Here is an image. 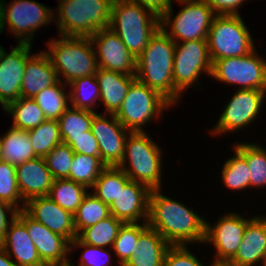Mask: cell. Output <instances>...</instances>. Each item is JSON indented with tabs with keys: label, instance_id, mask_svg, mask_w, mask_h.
Returning <instances> with one entry per match:
<instances>
[{
	"label": "cell",
	"instance_id": "cell-1",
	"mask_svg": "<svg viewBox=\"0 0 266 266\" xmlns=\"http://www.w3.org/2000/svg\"><path fill=\"white\" fill-rule=\"evenodd\" d=\"M151 190L148 226L156 230L171 246L204 243L206 221L184 204Z\"/></svg>",
	"mask_w": 266,
	"mask_h": 266
},
{
	"label": "cell",
	"instance_id": "cell-2",
	"mask_svg": "<svg viewBox=\"0 0 266 266\" xmlns=\"http://www.w3.org/2000/svg\"><path fill=\"white\" fill-rule=\"evenodd\" d=\"M176 43L159 27L136 59V79L174 105V52Z\"/></svg>",
	"mask_w": 266,
	"mask_h": 266
},
{
	"label": "cell",
	"instance_id": "cell-3",
	"mask_svg": "<svg viewBox=\"0 0 266 266\" xmlns=\"http://www.w3.org/2000/svg\"><path fill=\"white\" fill-rule=\"evenodd\" d=\"M159 27L160 17L148 8L131 0H113L109 28L136 59Z\"/></svg>",
	"mask_w": 266,
	"mask_h": 266
},
{
	"label": "cell",
	"instance_id": "cell-4",
	"mask_svg": "<svg viewBox=\"0 0 266 266\" xmlns=\"http://www.w3.org/2000/svg\"><path fill=\"white\" fill-rule=\"evenodd\" d=\"M93 46L90 37L61 35V39L50 41L49 50L46 53L49 55L60 81L63 76L65 84L68 85L77 78L97 73L99 67Z\"/></svg>",
	"mask_w": 266,
	"mask_h": 266
},
{
	"label": "cell",
	"instance_id": "cell-5",
	"mask_svg": "<svg viewBox=\"0 0 266 266\" xmlns=\"http://www.w3.org/2000/svg\"><path fill=\"white\" fill-rule=\"evenodd\" d=\"M113 0H60L57 25L62 36L91 37L109 28Z\"/></svg>",
	"mask_w": 266,
	"mask_h": 266
},
{
	"label": "cell",
	"instance_id": "cell-6",
	"mask_svg": "<svg viewBox=\"0 0 266 266\" xmlns=\"http://www.w3.org/2000/svg\"><path fill=\"white\" fill-rule=\"evenodd\" d=\"M129 136V137H128ZM162 152L144 132H129L125 142V155L118 166L132 181L150 190L161 189ZM130 167H126V161Z\"/></svg>",
	"mask_w": 266,
	"mask_h": 266
},
{
	"label": "cell",
	"instance_id": "cell-7",
	"mask_svg": "<svg viewBox=\"0 0 266 266\" xmlns=\"http://www.w3.org/2000/svg\"><path fill=\"white\" fill-rule=\"evenodd\" d=\"M207 45L212 63L245 56L255 49L252 36L239 14H216L207 35Z\"/></svg>",
	"mask_w": 266,
	"mask_h": 266
},
{
	"label": "cell",
	"instance_id": "cell-8",
	"mask_svg": "<svg viewBox=\"0 0 266 266\" xmlns=\"http://www.w3.org/2000/svg\"><path fill=\"white\" fill-rule=\"evenodd\" d=\"M185 4L177 16H172V5L160 16V27L175 42L207 40L216 13L204 0H177ZM173 18V19H171ZM171 29L168 33L166 27ZM179 40V41H178Z\"/></svg>",
	"mask_w": 266,
	"mask_h": 266
},
{
	"label": "cell",
	"instance_id": "cell-9",
	"mask_svg": "<svg viewBox=\"0 0 266 266\" xmlns=\"http://www.w3.org/2000/svg\"><path fill=\"white\" fill-rule=\"evenodd\" d=\"M170 106L173 105L159 92L136 79L130 85L115 117L130 132H141L144 131L141 128L144 124L155 116L160 117L164 108L168 109Z\"/></svg>",
	"mask_w": 266,
	"mask_h": 266
},
{
	"label": "cell",
	"instance_id": "cell-10",
	"mask_svg": "<svg viewBox=\"0 0 266 266\" xmlns=\"http://www.w3.org/2000/svg\"><path fill=\"white\" fill-rule=\"evenodd\" d=\"M5 2L0 1V33L7 24L10 33L18 38V43L31 44L34 31L53 20L54 10L37 1L13 0L8 7Z\"/></svg>",
	"mask_w": 266,
	"mask_h": 266
},
{
	"label": "cell",
	"instance_id": "cell-11",
	"mask_svg": "<svg viewBox=\"0 0 266 266\" xmlns=\"http://www.w3.org/2000/svg\"><path fill=\"white\" fill-rule=\"evenodd\" d=\"M176 43L174 52V103L178 102L182 93L190 88L201 72L211 76L212 61L207 40H189Z\"/></svg>",
	"mask_w": 266,
	"mask_h": 266
},
{
	"label": "cell",
	"instance_id": "cell-12",
	"mask_svg": "<svg viewBox=\"0 0 266 266\" xmlns=\"http://www.w3.org/2000/svg\"><path fill=\"white\" fill-rule=\"evenodd\" d=\"M254 49L241 57H229L212 63L211 76L226 84L241 85L240 89L266 91L265 60Z\"/></svg>",
	"mask_w": 266,
	"mask_h": 266
},
{
	"label": "cell",
	"instance_id": "cell-13",
	"mask_svg": "<svg viewBox=\"0 0 266 266\" xmlns=\"http://www.w3.org/2000/svg\"><path fill=\"white\" fill-rule=\"evenodd\" d=\"M266 91L239 89L223 110L212 134H224L249 125L258 116Z\"/></svg>",
	"mask_w": 266,
	"mask_h": 266
},
{
	"label": "cell",
	"instance_id": "cell-14",
	"mask_svg": "<svg viewBox=\"0 0 266 266\" xmlns=\"http://www.w3.org/2000/svg\"><path fill=\"white\" fill-rule=\"evenodd\" d=\"M90 39L97 47L95 53L99 68L135 76L136 58L110 28L98 30Z\"/></svg>",
	"mask_w": 266,
	"mask_h": 266
},
{
	"label": "cell",
	"instance_id": "cell-15",
	"mask_svg": "<svg viewBox=\"0 0 266 266\" xmlns=\"http://www.w3.org/2000/svg\"><path fill=\"white\" fill-rule=\"evenodd\" d=\"M110 118L112 119L108 121L106 113H96L91 123V131L98 142L101 161L108 167H115L123 161L125 142L130 131L114 114H111Z\"/></svg>",
	"mask_w": 266,
	"mask_h": 266
},
{
	"label": "cell",
	"instance_id": "cell-16",
	"mask_svg": "<svg viewBox=\"0 0 266 266\" xmlns=\"http://www.w3.org/2000/svg\"><path fill=\"white\" fill-rule=\"evenodd\" d=\"M16 217L26 226L38 255L46 266L69 264L67 255L70 253V242L65 237L35 221L24 210L18 211Z\"/></svg>",
	"mask_w": 266,
	"mask_h": 266
},
{
	"label": "cell",
	"instance_id": "cell-17",
	"mask_svg": "<svg viewBox=\"0 0 266 266\" xmlns=\"http://www.w3.org/2000/svg\"><path fill=\"white\" fill-rule=\"evenodd\" d=\"M31 45L18 43L10 53L4 48L0 55V104L5 109L10 103L21 97V84L26 61L31 56Z\"/></svg>",
	"mask_w": 266,
	"mask_h": 266
},
{
	"label": "cell",
	"instance_id": "cell-18",
	"mask_svg": "<svg viewBox=\"0 0 266 266\" xmlns=\"http://www.w3.org/2000/svg\"><path fill=\"white\" fill-rule=\"evenodd\" d=\"M253 218L247 220L241 215L228 212L219 218L214 226L206 221L204 243L214 244L216 259L231 260L235 256L242 242L245 228Z\"/></svg>",
	"mask_w": 266,
	"mask_h": 266
},
{
	"label": "cell",
	"instance_id": "cell-19",
	"mask_svg": "<svg viewBox=\"0 0 266 266\" xmlns=\"http://www.w3.org/2000/svg\"><path fill=\"white\" fill-rule=\"evenodd\" d=\"M24 211L35 221L65 237L69 242L77 238L74 215L60 207L48 196L29 199L24 206Z\"/></svg>",
	"mask_w": 266,
	"mask_h": 266
},
{
	"label": "cell",
	"instance_id": "cell-20",
	"mask_svg": "<svg viewBox=\"0 0 266 266\" xmlns=\"http://www.w3.org/2000/svg\"><path fill=\"white\" fill-rule=\"evenodd\" d=\"M150 192L145 185L130 180L109 205L110 214L124 223H138L140 218L147 222Z\"/></svg>",
	"mask_w": 266,
	"mask_h": 266
},
{
	"label": "cell",
	"instance_id": "cell-21",
	"mask_svg": "<svg viewBox=\"0 0 266 266\" xmlns=\"http://www.w3.org/2000/svg\"><path fill=\"white\" fill-rule=\"evenodd\" d=\"M19 192L25 202L34 197L48 196L54 178L45 158L36 157L16 166Z\"/></svg>",
	"mask_w": 266,
	"mask_h": 266
},
{
	"label": "cell",
	"instance_id": "cell-22",
	"mask_svg": "<svg viewBox=\"0 0 266 266\" xmlns=\"http://www.w3.org/2000/svg\"><path fill=\"white\" fill-rule=\"evenodd\" d=\"M0 245L11 258L13 255L17 261L16 266H46L41 261L26 226L17 217L8 226Z\"/></svg>",
	"mask_w": 266,
	"mask_h": 266
},
{
	"label": "cell",
	"instance_id": "cell-23",
	"mask_svg": "<svg viewBox=\"0 0 266 266\" xmlns=\"http://www.w3.org/2000/svg\"><path fill=\"white\" fill-rule=\"evenodd\" d=\"M59 81L49 55L44 52L31 55L26 61L21 97L34 98L43 89Z\"/></svg>",
	"mask_w": 266,
	"mask_h": 266
},
{
	"label": "cell",
	"instance_id": "cell-24",
	"mask_svg": "<svg viewBox=\"0 0 266 266\" xmlns=\"http://www.w3.org/2000/svg\"><path fill=\"white\" fill-rule=\"evenodd\" d=\"M266 256V217L255 216L246 226L242 242L231 259L238 266L263 263Z\"/></svg>",
	"mask_w": 266,
	"mask_h": 266
},
{
	"label": "cell",
	"instance_id": "cell-25",
	"mask_svg": "<svg viewBox=\"0 0 266 266\" xmlns=\"http://www.w3.org/2000/svg\"><path fill=\"white\" fill-rule=\"evenodd\" d=\"M100 90V100L108 114H116L128 93L130 85L136 76H128L114 71L98 68L95 74Z\"/></svg>",
	"mask_w": 266,
	"mask_h": 266
},
{
	"label": "cell",
	"instance_id": "cell-26",
	"mask_svg": "<svg viewBox=\"0 0 266 266\" xmlns=\"http://www.w3.org/2000/svg\"><path fill=\"white\" fill-rule=\"evenodd\" d=\"M171 245L149 226L140 234L135 253L123 266H163Z\"/></svg>",
	"mask_w": 266,
	"mask_h": 266
},
{
	"label": "cell",
	"instance_id": "cell-27",
	"mask_svg": "<svg viewBox=\"0 0 266 266\" xmlns=\"http://www.w3.org/2000/svg\"><path fill=\"white\" fill-rule=\"evenodd\" d=\"M1 160L18 166L36 158L28 136V131L12 127L2 138Z\"/></svg>",
	"mask_w": 266,
	"mask_h": 266
},
{
	"label": "cell",
	"instance_id": "cell-28",
	"mask_svg": "<svg viewBox=\"0 0 266 266\" xmlns=\"http://www.w3.org/2000/svg\"><path fill=\"white\" fill-rule=\"evenodd\" d=\"M4 111L12 115V127L25 131L34 129L47 120L33 98L20 97L18 100L10 103Z\"/></svg>",
	"mask_w": 266,
	"mask_h": 266
},
{
	"label": "cell",
	"instance_id": "cell-29",
	"mask_svg": "<svg viewBox=\"0 0 266 266\" xmlns=\"http://www.w3.org/2000/svg\"><path fill=\"white\" fill-rule=\"evenodd\" d=\"M87 189L84 185L67 178L55 179L48 197L74 215L87 195Z\"/></svg>",
	"mask_w": 266,
	"mask_h": 266
},
{
	"label": "cell",
	"instance_id": "cell-30",
	"mask_svg": "<svg viewBox=\"0 0 266 266\" xmlns=\"http://www.w3.org/2000/svg\"><path fill=\"white\" fill-rule=\"evenodd\" d=\"M123 221L118 220L113 215L99 221L97 224L83 229L77 238L87 245L105 248L106 246H113L114 240L117 238L118 233Z\"/></svg>",
	"mask_w": 266,
	"mask_h": 266
},
{
	"label": "cell",
	"instance_id": "cell-31",
	"mask_svg": "<svg viewBox=\"0 0 266 266\" xmlns=\"http://www.w3.org/2000/svg\"><path fill=\"white\" fill-rule=\"evenodd\" d=\"M130 181L126 173L118 166L106 167L93 185V194L110 205L119 194L120 189Z\"/></svg>",
	"mask_w": 266,
	"mask_h": 266
},
{
	"label": "cell",
	"instance_id": "cell-32",
	"mask_svg": "<svg viewBox=\"0 0 266 266\" xmlns=\"http://www.w3.org/2000/svg\"><path fill=\"white\" fill-rule=\"evenodd\" d=\"M65 83L59 80L55 85L43 89L33 99L43 111L47 120H58L60 116L69 108V94L62 87Z\"/></svg>",
	"mask_w": 266,
	"mask_h": 266
},
{
	"label": "cell",
	"instance_id": "cell-33",
	"mask_svg": "<svg viewBox=\"0 0 266 266\" xmlns=\"http://www.w3.org/2000/svg\"><path fill=\"white\" fill-rule=\"evenodd\" d=\"M106 167L107 166L101 161L100 156H88L75 153L67 179L84 185L89 189L93 187L100 173Z\"/></svg>",
	"mask_w": 266,
	"mask_h": 266
},
{
	"label": "cell",
	"instance_id": "cell-34",
	"mask_svg": "<svg viewBox=\"0 0 266 266\" xmlns=\"http://www.w3.org/2000/svg\"><path fill=\"white\" fill-rule=\"evenodd\" d=\"M90 194L91 193H87L74 214V225L77 235L83 229L95 225L111 215L109 205L104 203L94 194Z\"/></svg>",
	"mask_w": 266,
	"mask_h": 266
},
{
	"label": "cell",
	"instance_id": "cell-35",
	"mask_svg": "<svg viewBox=\"0 0 266 266\" xmlns=\"http://www.w3.org/2000/svg\"><path fill=\"white\" fill-rule=\"evenodd\" d=\"M68 85L72 88H69L71 107L93 111L94 104L98 99L100 100V90L96 76L77 78Z\"/></svg>",
	"mask_w": 266,
	"mask_h": 266
},
{
	"label": "cell",
	"instance_id": "cell-36",
	"mask_svg": "<svg viewBox=\"0 0 266 266\" xmlns=\"http://www.w3.org/2000/svg\"><path fill=\"white\" fill-rule=\"evenodd\" d=\"M31 145L37 157L44 158L56 145L62 143L57 120H46L28 131Z\"/></svg>",
	"mask_w": 266,
	"mask_h": 266
},
{
	"label": "cell",
	"instance_id": "cell-37",
	"mask_svg": "<svg viewBox=\"0 0 266 266\" xmlns=\"http://www.w3.org/2000/svg\"><path fill=\"white\" fill-rule=\"evenodd\" d=\"M247 161L250 168V187L266 186V151L259 145L240 143L234 147Z\"/></svg>",
	"mask_w": 266,
	"mask_h": 266
},
{
	"label": "cell",
	"instance_id": "cell-38",
	"mask_svg": "<svg viewBox=\"0 0 266 266\" xmlns=\"http://www.w3.org/2000/svg\"><path fill=\"white\" fill-rule=\"evenodd\" d=\"M95 114V111L72 109L70 106L57 120L61 139L86 134V131L91 130V123Z\"/></svg>",
	"mask_w": 266,
	"mask_h": 266
},
{
	"label": "cell",
	"instance_id": "cell-39",
	"mask_svg": "<svg viewBox=\"0 0 266 266\" xmlns=\"http://www.w3.org/2000/svg\"><path fill=\"white\" fill-rule=\"evenodd\" d=\"M147 227V222H143V224L124 223L122 225L112 246L118 256L119 266H123L135 253L139 236Z\"/></svg>",
	"mask_w": 266,
	"mask_h": 266
},
{
	"label": "cell",
	"instance_id": "cell-40",
	"mask_svg": "<svg viewBox=\"0 0 266 266\" xmlns=\"http://www.w3.org/2000/svg\"><path fill=\"white\" fill-rule=\"evenodd\" d=\"M235 156L229 158L222 170L223 184L232 190H243L250 187V168L246 159L234 149Z\"/></svg>",
	"mask_w": 266,
	"mask_h": 266
},
{
	"label": "cell",
	"instance_id": "cell-41",
	"mask_svg": "<svg viewBox=\"0 0 266 266\" xmlns=\"http://www.w3.org/2000/svg\"><path fill=\"white\" fill-rule=\"evenodd\" d=\"M0 200L9 203L18 211L24 210V206L22 208L18 206L20 201L26 204L17 186L16 166L2 160H0Z\"/></svg>",
	"mask_w": 266,
	"mask_h": 266
},
{
	"label": "cell",
	"instance_id": "cell-42",
	"mask_svg": "<svg viewBox=\"0 0 266 266\" xmlns=\"http://www.w3.org/2000/svg\"><path fill=\"white\" fill-rule=\"evenodd\" d=\"M74 151L68 144L56 145L44 158L52 177L65 179L69 177Z\"/></svg>",
	"mask_w": 266,
	"mask_h": 266
},
{
	"label": "cell",
	"instance_id": "cell-43",
	"mask_svg": "<svg viewBox=\"0 0 266 266\" xmlns=\"http://www.w3.org/2000/svg\"><path fill=\"white\" fill-rule=\"evenodd\" d=\"M81 247L85 248L83 251V254L80 258L79 266H109V262H111V254L110 252H107L102 247H96L93 245H87L85 243H82L78 238H75L73 241L70 242V252L72 251V247ZM106 257L104 262L102 257ZM101 257V258H100ZM108 261V262H107ZM106 263V264H105Z\"/></svg>",
	"mask_w": 266,
	"mask_h": 266
},
{
	"label": "cell",
	"instance_id": "cell-44",
	"mask_svg": "<svg viewBox=\"0 0 266 266\" xmlns=\"http://www.w3.org/2000/svg\"><path fill=\"white\" fill-rule=\"evenodd\" d=\"M63 143L68 144L74 153H81L88 156H100L98 142L92 131H86V134L79 137H65Z\"/></svg>",
	"mask_w": 266,
	"mask_h": 266
},
{
	"label": "cell",
	"instance_id": "cell-45",
	"mask_svg": "<svg viewBox=\"0 0 266 266\" xmlns=\"http://www.w3.org/2000/svg\"><path fill=\"white\" fill-rule=\"evenodd\" d=\"M163 266H204L197 257L194 256L187 246H171L164 259Z\"/></svg>",
	"mask_w": 266,
	"mask_h": 266
},
{
	"label": "cell",
	"instance_id": "cell-46",
	"mask_svg": "<svg viewBox=\"0 0 266 266\" xmlns=\"http://www.w3.org/2000/svg\"><path fill=\"white\" fill-rule=\"evenodd\" d=\"M216 14H239L238 8L245 0H204Z\"/></svg>",
	"mask_w": 266,
	"mask_h": 266
},
{
	"label": "cell",
	"instance_id": "cell-47",
	"mask_svg": "<svg viewBox=\"0 0 266 266\" xmlns=\"http://www.w3.org/2000/svg\"><path fill=\"white\" fill-rule=\"evenodd\" d=\"M6 211H9L11 214V220L8 221L6 216ZM18 210L11 206L9 203L0 200V243L3 241L7 228L10 225L9 222L16 217Z\"/></svg>",
	"mask_w": 266,
	"mask_h": 266
},
{
	"label": "cell",
	"instance_id": "cell-48",
	"mask_svg": "<svg viewBox=\"0 0 266 266\" xmlns=\"http://www.w3.org/2000/svg\"><path fill=\"white\" fill-rule=\"evenodd\" d=\"M161 16L172 4V0H131Z\"/></svg>",
	"mask_w": 266,
	"mask_h": 266
},
{
	"label": "cell",
	"instance_id": "cell-49",
	"mask_svg": "<svg viewBox=\"0 0 266 266\" xmlns=\"http://www.w3.org/2000/svg\"><path fill=\"white\" fill-rule=\"evenodd\" d=\"M0 266H16L12 258L6 253L5 249L0 245Z\"/></svg>",
	"mask_w": 266,
	"mask_h": 266
},
{
	"label": "cell",
	"instance_id": "cell-50",
	"mask_svg": "<svg viewBox=\"0 0 266 266\" xmlns=\"http://www.w3.org/2000/svg\"><path fill=\"white\" fill-rule=\"evenodd\" d=\"M210 266H238L236 263H234L231 260H218L215 259V261L213 262V264H211Z\"/></svg>",
	"mask_w": 266,
	"mask_h": 266
},
{
	"label": "cell",
	"instance_id": "cell-51",
	"mask_svg": "<svg viewBox=\"0 0 266 266\" xmlns=\"http://www.w3.org/2000/svg\"><path fill=\"white\" fill-rule=\"evenodd\" d=\"M2 137H0V160H1V154H2Z\"/></svg>",
	"mask_w": 266,
	"mask_h": 266
},
{
	"label": "cell",
	"instance_id": "cell-52",
	"mask_svg": "<svg viewBox=\"0 0 266 266\" xmlns=\"http://www.w3.org/2000/svg\"><path fill=\"white\" fill-rule=\"evenodd\" d=\"M56 266H74V265H71V263H69V264H66V265H56Z\"/></svg>",
	"mask_w": 266,
	"mask_h": 266
},
{
	"label": "cell",
	"instance_id": "cell-53",
	"mask_svg": "<svg viewBox=\"0 0 266 266\" xmlns=\"http://www.w3.org/2000/svg\"><path fill=\"white\" fill-rule=\"evenodd\" d=\"M262 265L266 266V256Z\"/></svg>",
	"mask_w": 266,
	"mask_h": 266
},
{
	"label": "cell",
	"instance_id": "cell-54",
	"mask_svg": "<svg viewBox=\"0 0 266 266\" xmlns=\"http://www.w3.org/2000/svg\"><path fill=\"white\" fill-rule=\"evenodd\" d=\"M2 50H3V48L0 46V55H1V53H2Z\"/></svg>",
	"mask_w": 266,
	"mask_h": 266
}]
</instances>
